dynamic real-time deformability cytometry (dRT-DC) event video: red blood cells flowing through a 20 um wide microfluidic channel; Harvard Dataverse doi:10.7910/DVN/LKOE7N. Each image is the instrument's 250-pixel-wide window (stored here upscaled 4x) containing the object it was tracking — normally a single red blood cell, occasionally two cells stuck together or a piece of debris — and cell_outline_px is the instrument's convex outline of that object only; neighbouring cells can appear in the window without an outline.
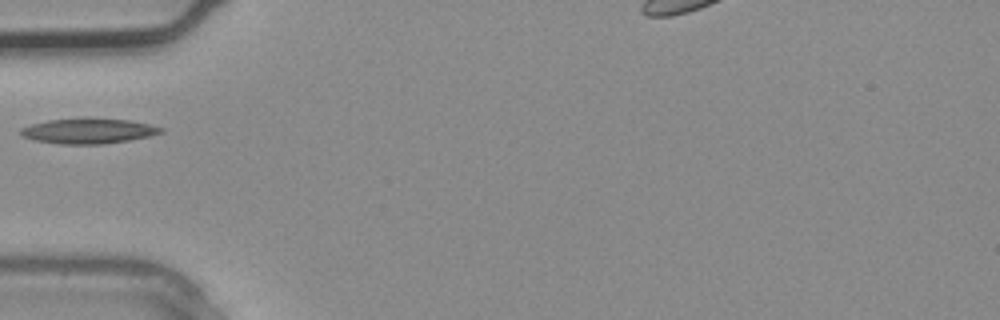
{"species": "common noctule bat (a hibernating species)", "species_latin": "Nyctalus noctula", "temperature_condition": "warm", "stored_images_in_passage": 3, "camera_frame_rate_fps": 3000, "um_per_image_px": 0.085, "animal": {"sex": "male", "body_mass_g": 20.4}, "frame": {"image": 1, "passage_image": 3, "time_ms": 0.667, "image_size_px": [1000, 320], "cell_outline_px": [[164, 132], [148, 136], [128, 140], [104, 144], [60, 144], [36, 140], [20, 136], [20, 128], [32, 124], [48, 120], [88, 116], [92, 116], [128, 120], [148, 124], [164, 128]], "centroid_in_image_um": [7.5, 11.1], "position_along_channel_um": 77.5, "area_um2": 21.04}}